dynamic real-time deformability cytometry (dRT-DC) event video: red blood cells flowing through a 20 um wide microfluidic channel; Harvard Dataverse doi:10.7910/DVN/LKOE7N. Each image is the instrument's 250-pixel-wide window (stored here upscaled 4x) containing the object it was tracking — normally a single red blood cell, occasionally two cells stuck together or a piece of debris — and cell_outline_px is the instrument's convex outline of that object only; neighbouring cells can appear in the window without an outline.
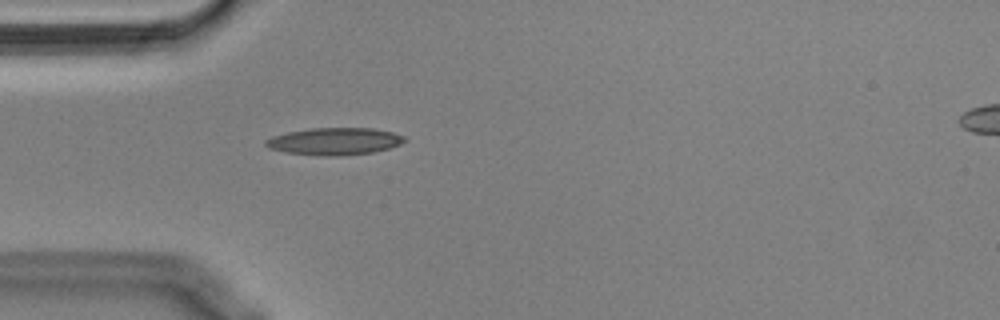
{"species": "Egyptian fruit bat (a non-hibernating species)", "species_latin": "Rousettus aegyptiacus", "temperature_condition": "cold", "stored_images_in_passage": 41, "segment_of_instrument_passage": [1, 2], "camera_frame_rate_fps": 3000, "um_per_image_px": 0.085, "animal": {"sex": "male"}, "frame": {"image": 1, "passage_image": 2, "time_ms": 0.333, "image_size_px": [1000, 320], "cell_outline_px": [[408, 140], [400, 144], [388, 148], [372, 152], [340, 156], [324, 156], [288, 152], [268, 148], [264, 144], [264, 140], [272, 136], [288, 132], [312, 128], [372, 128], [392, 132], [404, 136]], "centroid_in_image_um": [28.43, 12.01], "position_along_channel_um": 56.6, "area_um2": 21.91}}
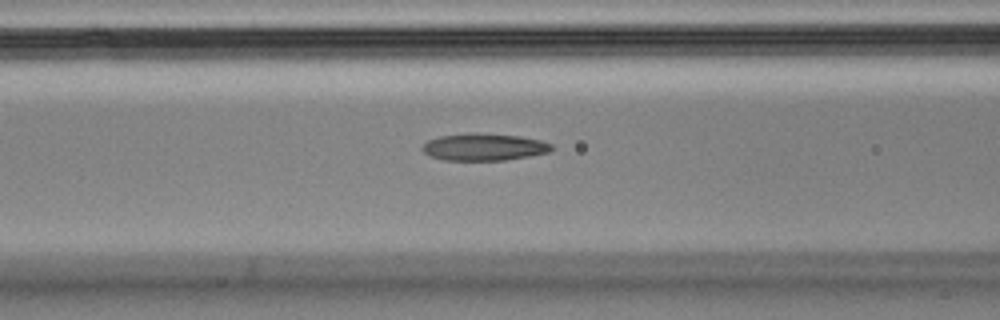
{"frame": {"image": 2, "passage_image": 8, "time_ms": 2.333, "image_size_px": [1000, 320], "cell_outline_px": [[556, 148], [548, 152], [528, 156], [504, 160], [444, 160], [432, 156], [424, 152], [420, 148], [428, 140], [440, 136], [520, 136], [540, 140], [552, 144]], "centroid_in_image_um": [41.19, 12.55], "position_along_channel_um": 125.4, "area_um2": 19.25}}
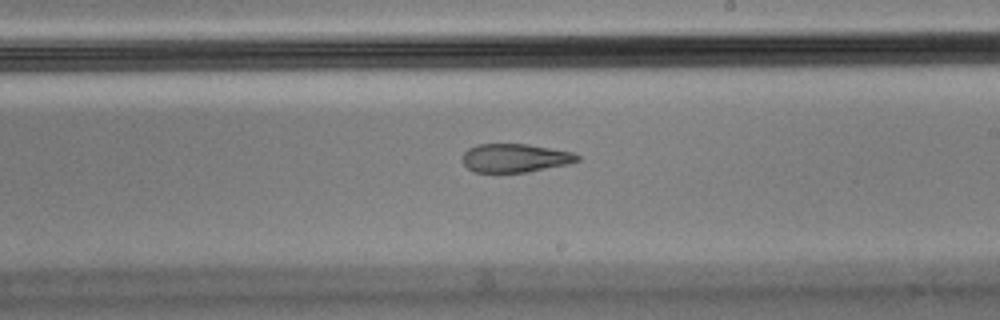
{"frame": {"image": 3, "passage_image": 18, "time_ms": 5.667, "image_size_px": [1000, 320], "cell_outline_px": [[580, 160], [568, 164], [528, 172], [472, 172], [464, 164], [464, 152], [468, 148], [476, 144], [528, 144], [572, 152], [580, 156]], "centroid_in_image_um": [43.79, 13.43], "position_along_channel_um": 245.2, "area_um2": 19.07}}